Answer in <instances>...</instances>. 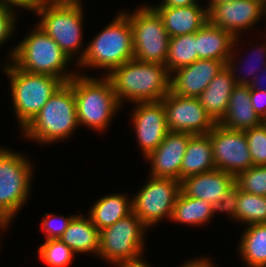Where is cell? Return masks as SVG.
I'll return each mask as SVG.
<instances>
[{
  "label": "cell",
  "instance_id": "cell-16",
  "mask_svg": "<svg viewBox=\"0 0 266 267\" xmlns=\"http://www.w3.org/2000/svg\"><path fill=\"white\" fill-rule=\"evenodd\" d=\"M191 136L190 133L169 131L159 146L145 158L147 163L150 161L148 175L180 181L182 159Z\"/></svg>",
  "mask_w": 266,
  "mask_h": 267
},
{
  "label": "cell",
  "instance_id": "cell-47",
  "mask_svg": "<svg viewBox=\"0 0 266 267\" xmlns=\"http://www.w3.org/2000/svg\"><path fill=\"white\" fill-rule=\"evenodd\" d=\"M262 123H263L264 126L266 127V117L262 120Z\"/></svg>",
  "mask_w": 266,
  "mask_h": 267
},
{
  "label": "cell",
  "instance_id": "cell-40",
  "mask_svg": "<svg viewBox=\"0 0 266 267\" xmlns=\"http://www.w3.org/2000/svg\"><path fill=\"white\" fill-rule=\"evenodd\" d=\"M258 75H256L253 78L249 87H250V89H257V90H265L266 91V66L258 73ZM263 83H265V84H263Z\"/></svg>",
  "mask_w": 266,
  "mask_h": 267
},
{
  "label": "cell",
  "instance_id": "cell-30",
  "mask_svg": "<svg viewBox=\"0 0 266 267\" xmlns=\"http://www.w3.org/2000/svg\"><path fill=\"white\" fill-rule=\"evenodd\" d=\"M236 221L245 226L266 223V196L239 189Z\"/></svg>",
  "mask_w": 266,
  "mask_h": 267
},
{
  "label": "cell",
  "instance_id": "cell-41",
  "mask_svg": "<svg viewBox=\"0 0 266 267\" xmlns=\"http://www.w3.org/2000/svg\"><path fill=\"white\" fill-rule=\"evenodd\" d=\"M160 2L156 6L181 7L201 4L198 0H160Z\"/></svg>",
  "mask_w": 266,
  "mask_h": 267
},
{
  "label": "cell",
  "instance_id": "cell-21",
  "mask_svg": "<svg viewBox=\"0 0 266 267\" xmlns=\"http://www.w3.org/2000/svg\"><path fill=\"white\" fill-rule=\"evenodd\" d=\"M234 86V78L225 66L198 97L201 105L216 124L226 114Z\"/></svg>",
  "mask_w": 266,
  "mask_h": 267
},
{
  "label": "cell",
  "instance_id": "cell-34",
  "mask_svg": "<svg viewBox=\"0 0 266 267\" xmlns=\"http://www.w3.org/2000/svg\"><path fill=\"white\" fill-rule=\"evenodd\" d=\"M76 215L63 216L59 214L45 213L43 219L40 222L41 232L44 234V240H56L60 239L65 230L68 228L69 223Z\"/></svg>",
  "mask_w": 266,
  "mask_h": 267
},
{
  "label": "cell",
  "instance_id": "cell-18",
  "mask_svg": "<svg viewBox=\"0 0 266 267\" xmlns=\"http://www.w3.org/2000/svg\"><path fill=\"white\" fill-rule=\"evenodd\" d=\"M234 183L235 177L233 175L215 168L183 179L181 191L192 198L207 201L215 207L225 191Z\"/></svg>",
  "mask_w": 266,
  "mask_h": 267
},
{
  "label": "cell",
  "instance_id": "cell-32",
  "mask_svg": "<svg viewBox=\"0 0 266 267\" xmlns=\"http://www.w3.org/2000/svg\"><path fill=\"white\" fill-rule=\"evenodd\" d=\"M241 191L266 196V165H253L235 177Z\"/></svg>",
  "mask_w": 266,
  "mask_h": 267
},
{
  "label": "cell",
  "instance_id": "cell-3",
  "mask_svg": "<svg viewBox=\"0 0 266 267\" xmlns=\"http://www.w3.org/2000/svg\"><path fill=\"white\" fill-rule=\"evenodd\" d=\"M107 77L121 106L125 102L161 101L170 92V74L163 64L133 58L115 68Z\"/></svg>",
  "mask_w": 266,
  "mask_h": 267
},
{
  "label": "cell",
  "instance_id": "cell-6",
  "mask_svg": "<svg viewBox=\"0 0 266 267\" xmlns=\"http://www.w3.org/2000/svg\"><path fill=\"white\" fill-rule=\"evenodd\" d=\"M84 11L82 4H58L40 0L33 12L38 16L36 25L59 45L72 62L75 59L76 66L86 52L84 44L87 43L83 41V24L86 19Z\"/></svg>",
  "mask_w": 266,
  "mask_h": 267
},
{
  "label": "cell",
  "instance_id": "cell-45",
  "mask_svg": "<svg viewBox=\"0 0 266 267\" xmlns=\"http://www.w3.org/2000/svg\"><path fill=\"white\" fill-rule=\"evenodd\" d=\"M7 227L0 221V230H2L3 232L0 231V234H4V231ZM0 238L2 239L1 235ZM1 239H0V243H1ZM1 245V244H0Z\"/></svg>",
  "mask_w": 266,
  "mask_h": 267
},
{
  "label": "cell",
  "instance_id": "cell-28",
  "mask_svg": "<svg viewBox=\"0 0 266 267\" xmlns=\"http://www.w3.org/2000/svg\"><path fill=\"white\" fill-rule=\"evenodd\" d=\"M236 251L245 267H266V223L244 228Z\"/></svg>",
  "mask_w": 266,
  "mask_h": 267
},
{
  "label": "cell",
  "instance_id": "cell-27",
  "mask_svg": "<svg viewBox=\"0 0 266 267\" xmlns=\"http://www.w3.org/2000/svg\"><path fill=\"white\" fill-rule=\"evenodd\" d=\"M215 218V207L207 201L192 198L182 191L178 194L170 222L189 226H204Z\"/></svg>",
  "mask_w": 266,
  "mask_h": 267
},
{
  "label": "cell",
  "instance_id": "cell-15",
  "mask_svg": "<svg viewBox=\"0 0 266 267\" xmlns=\"http://www.w3.org/2000/svg\"><path fill=\"white\" fill-rule=\"evenodd\" d=\"M131 111L133 131L136 143L141 149L144 159L163 141L167 129L166 111L162 101L140 102Z\"/></svg>",
  "mask_w": 266,
  "mask_h": 267
},
{
  "label": "cell",
  "instance_id": "cell-4",
  "mask_svg": "<svg viewBox=\"0 0 266 267\" xmlns=\"http://www.w3.org/2000/svg\"><path fill=\"white\" fill-rule=\"evenodd\" d=\"M69 83L75 94L79 126L98 133L108 131L116 114L122 109L111 80L102 74L93 77L88 73H77Z\"/></svg>",
  "mask_w": 266,
  "mask_h": 267
},
{
  "label": "cell",
  "instance_id": "cell-12",
  "mask_svg": "<svg viewBox=\"0 0 266 267\" xmlns=\"http://www.w3.org/2000/svg\"><path fill=\"white\" fill-rule=\"evenodd\" d=\"M216 169L236 177L253 166L246 134L240 130H230L216 124L208 133Z\"/></svg>",
  "mask_w": 266,
  "mask_h": 267
},
{
  "label": "cell",
  "instance_id": "cell-42",
  "mask_svg": "<svg viewBox=\"0 0 266 267\" xmlns=\"http://www.w3.org/2000/svg\"><path fill=\"white\" fill-rule=\"evenodd\" d=\"M49 1L53 3H58V4H82L84 5V2H82V0H49Z\"/></svg>",
  "mask_w": 266,
  "mask_h": 267
},
{
  "label": "cell",
  "instance_id": "cell-17",
  "mask_svg": "<svg viewBox=\"0 0 266 267\" xmlns=\"http://www.w3.org/2000/svg\"><path fill=\"white\" fill-rule=\"evenodd\" d=\"M225 66L224 61L198 59L170 74V91L178 96L198 98Z\"/></svg>",
  "mask_w": 266,
  "mask_h": 267
},
{
  "label": "cell",
  "instance_id": "cell-9",
  "mask_svg": "<svg viewBox=\"0 0 266 267\" xmlns=\"http://www.w3.org/2000/svg\"><path fill=\"white\" fill-rule=\"evenodd\" d=\"M150 229L134 212L99 231L98 258L110 266L138 264L146 260L145 242Z\"/></svg>",
  "mask_w": 266,
  "mask_h": 267
},
{
  "label": "cell",
  "instance_id": "cell-1",
  "mask_svg": "<svg viewBox=\"0 0 266 267\" xmlns=\"http://www.w3.org/2000/svg\"><path fill=\"white\" fill-rule=\"evenodd\" d=\"M7 55V62L2 65L12 61L21 70L57 77L64 83L78 73L75 70L76 65L59 45L36 24L19 43L11 47Z\"/></svg>",
  "mask_w": 266,
  "mask_h": 267
},
{
  "label": "cell",
  "instance_id": "cell-33",
  "mask_svg": "<svg viewBox=\"0 0 266 267\" xmlns=\"http://www.w3.org/2000/svg\"><path fill=\"white\" fill-rule=\"evenodd\" d=\"M253 165H266V127L260 126L244 130Z\"/></svg>",
  "mask_w": 266,
  "mask_h": 267
},
{
  "label": "cell",
  "instance_id": "cell-8",
  "mask_svg": "<svg viewBox=\"0 0 266 267\" xmlns=\"http://www.w3.org/2000/svg\"><path fill=\"white\" fill-rule=\"evenodd\" d=\"M1 66L10 82L9 92L17 125L21 131L64 82L50 75L21 70L12 61Z\"/></svg>",
  "mask_w": 266,
  "mask_h": 267
},
{
  "label": "cell",
  "instance_id": "cell-10",
  "mask_svg": "<svg viewBox=\"0 0 266 267\" xmlns=\"http://www.w3.org/2000/svg\"><path fill=\"white\" fill-rule=\"evenodd\" d=\"M134 10H122L133 31L134 59L165 65L170 36L161 16L149 4H141Z\"/></svg>",
  "mask_w": 266,
  "mask_h": 267
},
{
  "label": "cell",
  "instance_id": "cell-20",
  "mask_svg": "<svg viewBox=\"0 0 266 267\" xmlns=\"http://www.w3.org/2000/svg\"><path fill=\"white\" fill-rule=\"evenodd\" d=\"M218 124L230 130L240 131L262 124L261 117L255 112L251 104L249 86H234L226 114Z\"/></svg>",
  "mask_w": 266,
  "mask_h": 267
},
{
  "label": "cell",
  "instance_id": "cell-38",
  "mask_svg": "<svg viewBox=\"0 0 266 267\" xmlns=\"http://www.w3.org/2000/svg\"><path fill=\"white\" fill-rule=\"evenodd\" d=\"M39 1L40 0H0V6L12 9L16 12L24 10L27 12L30 11L31 13L35 11Z\"/></svg>",
  "mask_w": 266,
  "mask_h": 267
},
{
  "label": "cell",
  "instance_id": "cell-19",
  "mask_svg": "<svg viewBox=\"0 0 266 267\" xmlns=\"http://www.w3.org/2000/svg\"><path fill=\"white\" fill-rule=\"evenodd\" d=\"M203 6L197 4L181 7L153 5L152 7L161 16L171 38L197 32L208 21V10L205 5Z\"/></svg>",
  "mask_w": 266,
  "mask_h": 267
},
{
  "label": "cell",
  "instance_id": "cell-36",
  "mask_svg": "<svg viewBox=\"0 0 266 267\" xmlns=\"http://www.w3.org/2000/svg\"><path fill=\"white\" fill-rule=\"evenodd\" d=\"M16 11L0 6V46L2 47L16 33L18 27ZM15 32V33H14ZM0 47V48H1Z\"/></svg>",
  "mask_w": 266,
  "mask_h": 267
},
{
  "label": "cell",
  "instance_id": "cell-22",
  "mask_svg": "<svg viewBox=\"0 0 266 267\" xmlns=\"http://www.w3.org/2000/svg\"><path fill=\"white\" fill-rule=\"evenodd\" d=\"M131 197L123 192L102 195L88 210L91 222L100 231L128 216L133 212Z\"/></svg>",
  "mask_w": 266,
  "mask_h": 267
},
{
  "label": "cell",
  "instance_id": "cell-35",
  "mask_svg": "<svg viewBox=\"0 0 266 267\" xmlns=\"http://www.w3.org/2000/svg\"><path fill=\"white\" fill-rule=\"evenodd\" d=\"M239 187L234 183L221 197L220 202L215 206V214L222 212L232 222H236V210L238 206Z\"/></svg>",
  "mask_w": 266,
  "mask_h": 267
},
{
  "label": "cell",
  "instance_id": "cell-25",
  "mask_svg": "<svg viewBox=\"0 0 266 267\" xmlns=\"http://www.w3.org/2000/svg\"><path fill=\"white\" fill-rule=\"evenodd\" d=\"M265 32H266V30H264V33H263V34H265L264 38H266V33ZM242 38H243L242 35L235 38V41H234V44H233V48H232V52H231L229 58L226 60V67L231 72V75L234 78L235 85H247V86H249L251 81L253 80V78L259 73V71H261L266 66V43H265L266 40H264L265 42H263L262 45H260V46H258V44H257V46L256 45H254V46L252 45V47H254V48L252 50H250L252 53L251 52L249 53V51H248V54H250L251 56L250 55L246 56L248 58V60H247L246 57L243 58V59L242 58L241 59L238 58V57L241 56L239 54L242 53V51H241V48H242L241 47L242 46L241 42L243 41L242 43H244V41H245V40H242ZM239 43L241 44L240 46H239ZM238 50L241 53L237 52ZM250 57H251V62H250ZM238 59L241 60V62H239ZM244 59H246V60H244ZM242 60H244V61H242ZM242 62H244V64ZM242 64L244 66H246V67H244V66L242 67L241 66L240 69H245V68H247V69L240 70L238 66L242 65Z\"/></svg>",
  "mask_w": 266,
  "mask_h": 267
},
{
  "label": "cell",
  "instance_id": "cell-5",
  "mask_svg": "<svg viewBox=\"0 0 266 267\" xmlns=\"http://www.w3.org/2000/svg\"><path fill=\"white\" fill-rule=\"evenodd\" d=\"M121 10L86 45L84 57L76 66L79 74L85 75V71L93 68L104 70L103 76H108L115 68L134 58L132 27Z\"/></svg>",
  "mask_w": 266,
  "mask_h": 267
},
{
  "label": "cell",
  "instance_id": "cell-24",
  "mask_svg": "<svg viewBox=\"0 0 266 267\" xmlns=\"http://www.w3.org/2000/svg\"><path fill=\"white\" fill-rule=\"evenodd\" d=\"M99 230L91 222L89 216L76 214L68 225L60 240L70 247L74 253L98 256Z\"/></svg>",
  "mask_w": 266,
  "mask_h": 267
},
{
  "label": "cell",
  "instance_id": "cell-2",
  "mask_svg": "<svg viewBox=\"0 0 266 267\" xmlns=\"http://www.w3.org/2000/svg\"><path fill=\"white\" fill-rule=\"evenodd\" d=\"M80 128L77 118L76 101L73 87L63 83L49 98L40 112L21 130L20 137L50 145L71 139Z\"/></svg>",
  "mask_w": 266,
  "mask_h": 267
},
{
  "label": "cell",
  "instance_id": "cell-46",
  "mask_svg": "<svg viewBox=\"0 0 266 267\" xmlns=\"http://www.w3.org/2000/svg\"><path fill=\"white\" fill-rule=\"evenodd\" d=\"M264 8L266 9V0H260Z\"/></svg>",
  "mask_w": 266,
  "mask_h": 267
},
{
  "label": "cell",
  "instance_id": "cell-11",
  "mask_svg": "<svg viewBox=\"0 0 266 267\" xmlns=\"http://www.w3.org/2000/svg\"><path fill=\"white\" fill-rule=\"evenodd\" d=\"M149 177V178H148ZM147 182L132 195L133 212L149 228L170 220L181 191V182L148 175Z\"/></svg>",
  "mask_w": 266,
  "mask_h": 267
},
{
  "label": "cell",
  "instance_id": "cell-37",
  "mask_svg": "<svg viewBox=\"0 0 266 267\" xmlns=\"http://www.w3.org/2000/svg\"><path fill=\"white\" fill-rule=\"evenodd\" d=\"M250 100L253 109L263 120L266 117V91L250 89Z\"/></svg>",
  "mask_w": 266,
  "mask_h": 267
},
{
  "label": "cell",
  "instance_id": "cell-29",
  "mask_svg": "<svg viewBox=\"0 0 266 267\" xmlns=\"http://www.w3.org/2000/svg\"><path fill=\"white\" fill-rule=\"evenodd\" d=\"M198 59L196 32L170 38L165 62L169 74Z\"/></svg>",
  "mask_w": 266,
  "mask_h": 267
},
{
  "label": "cell",
  "instance_id": "cell-39",
  "mask_svg": "<svg viewBox=\"0 0 266 267\" xmlns=\"http://www.w3.org/2000/svg\"><path fill=\"white\" fill-rule=\"evenodd\" d=\"M190 259H188L187 261L185 260L184 263L182 262V264L179 267H217L213 263L214 259L212 260V258L208 256L205 257L203 255L200 258L194 257Z\"/></svg>",
  "mask_w": 266,
  "mask_h": 267
},
{
  "label": "cell",
  "instance_id": "cell-7",
  "mask_svg": "<svg viewBox=\"0 0 266 267\" xmlns=\"http://www.w3.org/2000/svg\"><path fill=\"white\" fill-rule=\"evenodd\" d=\"M34 167L25 154L0 146V221L7 229L31 198Z\"/></svg>",
  "mask_w": 266,
  "mask_h": 267
},
{
  "label": "cell",
  "instance_id": "cell-13",
  "mask_svg": "<svg viewBox=\"0 0 266 267\" xmlns=\"http://www.w3.org/2000/svg\"><path fill=\"white\" fill-rule=\"evenodd\" d=\"M161 101L170 132L204 135L216 125L198 98L178 96L170 91Z\"/></svg>",
  "mask_w": 266,
  "mask_h": 267
},
{
  "label": "cell",
  "instance_id": "cell-43",
  "mask_svg": "<svg viewBox=\"0 0 266 267\" xmlns=\"http://www.w3.org/2000/svg\"><path fill=\"white\" fill-rule=\"evenodd\" d=\"M148 263H149L148 261H143L138 264L118 265L114 267H151L152 265Z\"/></svg>",
  "mask_w": 266,
  "mask_h": 267
},
{
  "label": "cell",
  "instance_id": "cell-14",
  "mask_svg": "<svg viewBox=\"0 0 266 267\" xmlns=\"http://www.w3.org/2000/svg\"><path fill=\"white\" fill-rule=\"evenodd\" d=\"M263 16L266 23V9L260 0L221 2L214 4L208 10V21L212 25L230 32L235 38L248 30H253L254 26L263 20Z\"/></svg>",
  "mask_w": 266,
  "mask_h": 267
},
{
  "label": "cell",
  "instance_id": "cell-44",
  "mask_svg": "<svg viewBox=\"0 0 266 267\" xmlns=\"http://www.w3.org/2000/svg\"><path fill=\"white\" fill-rule=\"evenodd\" d=\"M227 1H233V0H208L207 2V10H209L214 4L221 3V2H227Z\"/></svg>",
  "mask_w": 266,
  "mask_h": 267
},
{
  "label": "cell",
  "instance_id": "cell-31",
  "mask_svg": "<svg viewBox=\"0 0 266 267\" xmlns=\"http://www.w3.org/2000/svg\"><path fill=\"white\" fill-rule=\"evenodd\" d=\"M39 259L48 267H69L77 256L60 239L44 240L38 247Z\"/></svg>",
  "mask_w": 266,
  "mask_h": 267
},
{
  "label": "cell",
  "instance_id": "cell-26",
  "mask_svg": "<svg viewBox=\"0 0 266 267\" xmlns=\"http://www.w3.org/2000/svg\"><path fill=\"white\" fill-rule=\"evenodd\" d=\"M215 168L210 136L208 134L192 135L182 159L180 182L189 176L208 172Z\"/></svg>",
  "mask_w": 266,
  "mask_h": 267
},
{
  "label": "cell",
  "instance_id": "cell-23",
  "mask_svg": "<svg viewBox=\"0 0 266 267\" xmlns=\"http://www.w3.org/2000/svg\"><path fill=\"white\" fill-rule=\"evenodd\" d=\"M196 41L199 59H213L226 63L232 52L235 37L207 21L196 32Z\"/></svg>",
  "mask_w": 266,
  "mask_h": 267
}]
</instances>
